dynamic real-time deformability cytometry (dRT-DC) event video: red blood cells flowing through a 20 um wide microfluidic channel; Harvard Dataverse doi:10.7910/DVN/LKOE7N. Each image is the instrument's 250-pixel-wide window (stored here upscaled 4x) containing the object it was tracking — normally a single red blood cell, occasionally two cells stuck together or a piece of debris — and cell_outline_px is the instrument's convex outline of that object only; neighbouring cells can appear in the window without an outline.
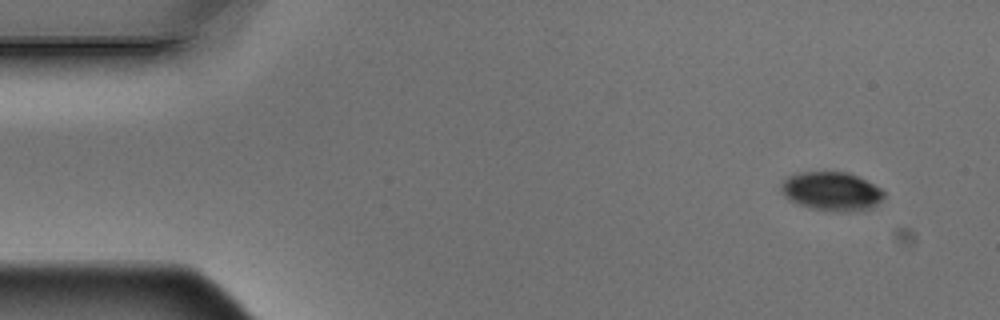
{"species": "Egyptian fruit bat (a non-hibernating species)", "species_latin": "Rousettus aegyptiacus", "temperature_condition": "warm", "stored_images_in_passage": 5, "camera_frame_rate_fps": 3000, "um_per_image_px": 0.085, "animal": {"sex": "male"}, "frame": {"image": 1, "passage_image": 1, "time_ms": 0.0, "image_size_px": [1000, 320], "cell_outline_px": [[884, 196], [872, 208], [864, 212], [828, 212], [808, 208], [788, 200], [784, 196], [780, 188], [780, 184], [788, 176], [796, 172], [848, 172], [860, 176], [880, 188], [884, 192]], "centroid_in_image_um": [70.68, 16.28], "position_along_channel_um": 14.3, "area_um2": 23.93}}
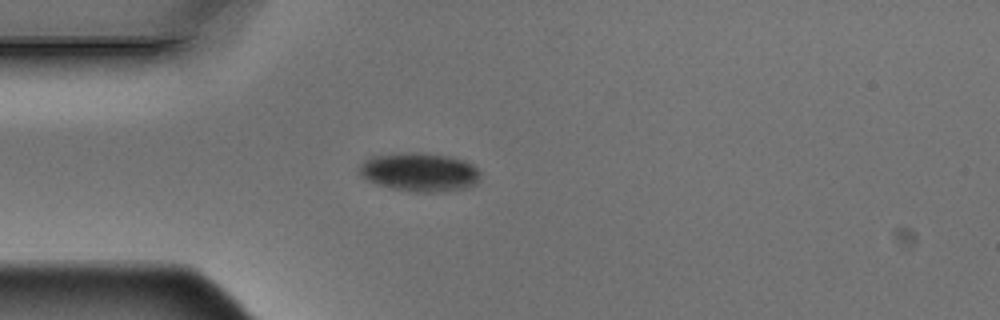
{"frame": {"image": 2, "passage_image": 4, "time_ms": 1.0, "image_size_px": [1000, 320], "cell_outline_px": [[480, 176], [472, 184], [460, 188], [432, 192], [416, 192], [392, 188], [368, 180], [356, 168], [368, 156], [396, 152], [424, 152], [452, 156], [464, 160], [472, 164], [480, 172]], "centroid_in_image_um": [35.6, 14.57], "position_along_channel_um": 49.4, "area_um2": 27.22}}